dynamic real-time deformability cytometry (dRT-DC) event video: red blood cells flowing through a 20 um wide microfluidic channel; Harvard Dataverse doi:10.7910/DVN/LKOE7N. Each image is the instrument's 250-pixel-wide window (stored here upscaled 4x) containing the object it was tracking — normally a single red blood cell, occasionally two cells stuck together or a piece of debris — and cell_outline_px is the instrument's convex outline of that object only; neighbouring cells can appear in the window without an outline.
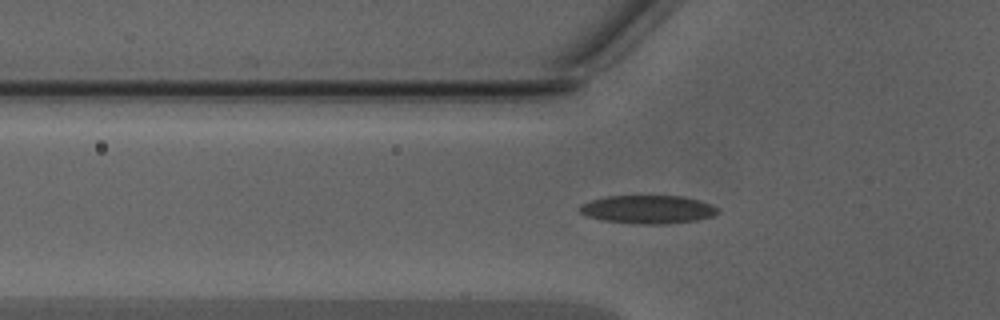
{"species": "Egyptian fruit bat (a non-hibernating species)", "species_latin": "Rousettus aegyptiacus", "temperature_condition": "warm", "stored_images_in_passage": 49, "camera_frame_rate_fps": 3000, "um_per_image_px": 0.085, "animal": {"sex": "male"}, "frame": {"image": 1, "passage_image": 17, "time_ms": 5.333, "image_size_px": [1000, 320], "cell_outline_px": [[720, 212], [712, 216], [696, 220], [664, 224], [640, 224], [604, 220], [588, 216], [580, 212], [576, 208], [580, 204], [592, 200], [608, 196], [684, 196], [700, 200], [712, 204]], "centroid_in_image_um": [55.07, 17.79], "position_along_channel_um": 70.7, "area_um2": 22.72}}
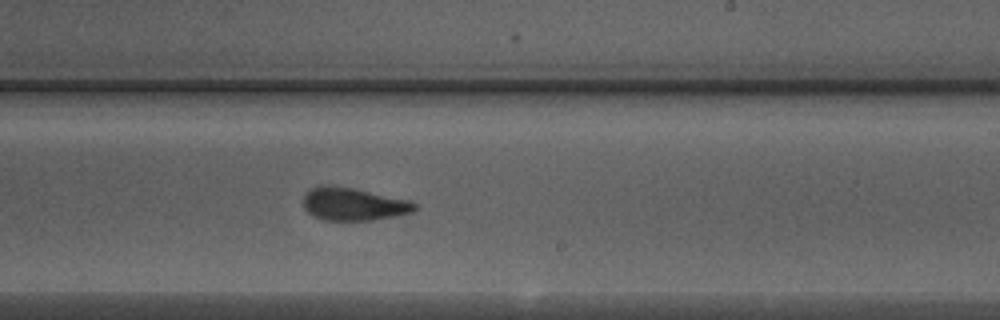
{"frame": {"image": 2, "passage_image": 30, "time_ms": 9.667, "image_size_px": [1000, 320], "cell_outline_px": [[416, 208], [412, 212], [396, 216], [372, 220], [324, 220], [308, 212], [304, 208], [304, 196], [312, 188], [352, 188], [408, 200], [416, 204]], "centroid_in_image_um": [30.1, 17.39], "position_along_channel_um": 258.9, "area_um2": 20.35}}
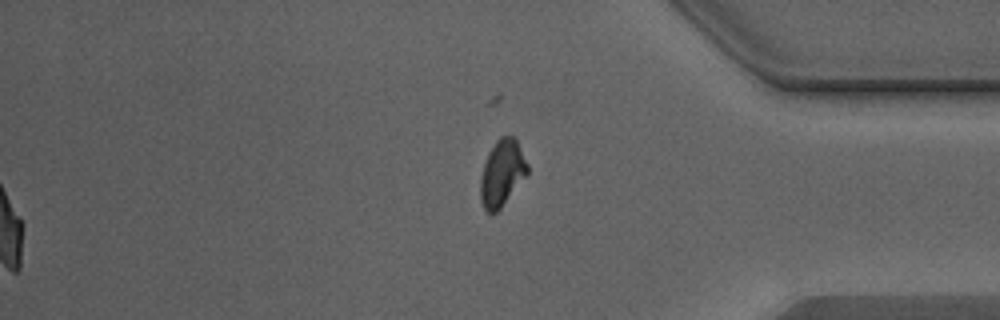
{"frame": {"image": 3, "passage_image": 49, "time_ms": 16.0, "image_size_px": [1000, 320], "cell_outline_px": [[528, 172], [500, 208], [496, 212], [488, 212], [484, 208], [480, 200], [480, 176], [488, 152], [496, 140], [500, 136], [512, 136], [516, 140], [528, 164]], "centroid_in_image_um": [42.64, 14.69], "position_along_channel_um": 392.6, "area_um2": 17.86}, "authors_computed_cell_mechanics": {"area_um2": 21.1548, "velocity_mm_per_s": 4.3565, "shape_relaxation_time_tau1_ms": 5.488, "shape_relaxation_time_tau2_ms": 1.1356, "deformation_change_tau1": 0.1814, "deformation_change_tau2": 0.0863}}